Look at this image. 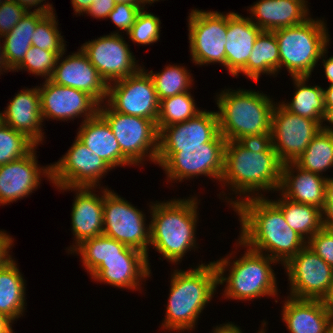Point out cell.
Wrapping results in <instances>:
<instances>
[{"label": "cell", "mask_w": 333, "mask_h": 333, "mask_svg": "<svg viewBox=\"0 0 333 333\" xmlns=\"http://www.w3.org/2000/svg\"><path fill=\"white\" fill-rule=\"evenodd\" d=\"M282 167L283 163L269 139L265 141H226L224 170L220 183L222 188L228 187L232 191L231 194H235L236 197L230 199L223 191L226 202L234 208L245 199L264 197L263 191L268 193L278 191Z\"/></svg>", "instance_id": "obj_1"}, {"label": "cell", "mask_w": 333, "mask_h": 333, "mask_svg": "<svg viewBox=\"0 0 333 333\" xmlns=\"http://www.w3.org/2000/svg\"><path fill=\"white\" fill-rule=\"evenodd\" d=\"M268 198H248L233 208L241 225L238 240L284 265L307 242L290 228L283 212Z\"/></svg>", "instance_id": "obj_2"}, {"label": "cell", "mask_w": 333, "mask_h": 333, "mask_svg": "<svg viewBox=\"0 0 333 333\" xmlns=\"http://www.w3.org/2000/svg\"><path fill=\"white\" fill-rule=\"evenodd\" d=\"M188 270L174 269L166 315L161 328L180 333L195 329L200 314L217 292L218 274L214 262L198 263Z\"/></svg>", "instance_id": "obj_3"}, {"label": "cell", "mask_w": 333, "mask_h": 333, "mask_svg": "<svg viewBox=\"0 0 333 333\" xmlns=\"http://www.w3.org/2000/svg\"><path fill=\"white\" fill-rule=\"evenodd\" d=\"M198 196L150 202V246L175 265L196 250ZM196 248V249H195Z\"/></svg>", "instance_id": "obj_4"}, {"label": "cell", "mask_w": 333, "mask_h": 333, "mask_svg": "<svg viewBox=\"0 0 333 333\" xmlns=\"http://www.w3.org/2000/svg\"><path fill=\"white\" fill-rule=\"evenodd\" d=\"M232 90V91H231ZM262 91L225 88L216 93L219 132L226 141H265L275 105Z\"/></svg>", "instance_id": "obj_5"}, {"label": "cell", "mask_w": 333, "mask_h": 333, "mask_svg": "<svg viewBox=\"0 0 333 333\" xmlns=\"http://www.w3.org/2000/svg\"><path fill=\"white\" fill-rule=\"evenodd\" d=\"M236 242V247L246 248L241 258H236L234 261L236 256H232L231 252L226 257L213 261L217 269L218 284L225 286L222 293L224 298L253 301L256 298L278 296L276 274L271 265L272 263L276 265L278 262L265 254L249 249L239 240ZM226 271H229L227 275Z\"/></svg>", "instance_id": "obj_6"}, {"label": "cell", "mask_w": 333, "mask_h": 333, "mask_svg": "<svg viewBox=\"0 0 333 333\" xmlns=\"http://www.w3.org/2000/svg\"><path fill=\"white\" fill-rule=\"evenodd\" d=\"M324 19L311 16L303 23L274 30L280 53V69L291 77H311L321 54L329 47L330 35Z\"/></svg>", "instance_id": "obj_7"}, {"label": "cell", "mask_w": 333, "mask_h": 333, "mask_svg": "<svg viewBox=\"0 0 333 333\" xmlns=\"http://www.w3.org/2000/svg\"><path fill=\"white\" fill-rule=\"evenodd\" d=\"M226 139L219 133L203 147H179V152H158L156 164L163 168L168 182H184L198 176L220 182L224 170Z\"/></svg>", "instance_id": "obj_8"}, {"label": "cell", "mask_w": 333, "mask_h": 333, "mask_svg": "<svg viewBox=\"0 0 333 333\" xmlns=\"http://www.w3.org/2000/svg\"><path fill=\"white\" fill-rule=\"evenodd\" d=\"M98 113L109 124L121 152L135 166L144 164L147 157L156 164L159 132L153 120L118 113L106 102L99 104Z\"/></svg>", "instance_id": "obj_9"}, {"label": "cell", "mask_w": 333, "mask_h": 333, "mask_svg": "<svg viewBox=\"0 0 333 333\" xmlns=\"http://www.w3.org/2000/svg\"><path fill=\"white\" fill-rule=\"evenodd\" d=\"M144 212L128 200L104 187L103 234L148 256L150 223ZM149 246V247H148Z\"/></svg>", "instance_id": "obj_10"}, {"label": "cell", "mask_w": 333, "mask_h": 333, "mask_svg": "<svg viewBox=\"0 0 333 333\" xmlns=\"http://www.w3.org/2000/svg\"><path fill=\"white\" fill-rule=\"evenodd\" d=\"M188 31L191 61L199 66L219 63L226 70L227 13L192 9Z\"/></svg>", "instance_id": "obj_11"}, {"label": "cell", "mask_w": 333, "mask_h": 333, "mask_svg": "<svg viewBox=\"0 0 333 333\" xmlns=\"http://www.w3.org/2000/svg\"><path fill=\"white\" fill-rule=\"evenodd\" d=\"M320 131L316 120L291 113L281 102L274 105L269 140L283 164L295 162Z\"/></svg>", "instance_id": "obj_12"}, {"label": "cell", "mask_w": 333, "mask_h": 333, "mask_svg": "<svg viewBox=\"0 0 333 333\" xmlns=\"http://www.w3.org/2000/svg\"><path fill=\"white\" fill-rule=\"evenodd\" d=\"M141 67L135 74L108 85L106 103L118 113L158 120L159 99L149 73Z\"/></svg>", "instance_id": "obj_13"}, {"label": "cell", "mask_w": 333, "mask_h": 333, "mask_svg": "<svg viewBox=\"0 0 333 333\" xmlns=\"http://www.w3.org/2000/svg\"><path fill=\"white\" fill-rule=\"evenodd\" d=\"M69 150L51 163V182L59 187H94L97 189L104 175L113 170L102 158L96 156L77 137Z\"/></svg>", "instance_id": "obj_14"}, {"label": "cell", "mask_w": 333, "mask_h": 333, "mask_svg": "<svg viewBox=\"0 0 333 333\" xmlns=\"http://www.w3.org/2000/svg\"><path fill=\"white\" fill-rule=\"evenodd\" d=\"M121 34L111 32L80 47L107 85L135 74L142 67Z\"/></svg>", "instance_id": "obj_15"}, {"label": "cell", "mask_w": 333, "mask_h": 333, "mask_svg": "<svg viewBox=\"0 0 333 333\" xmlns=\"http://www.w3.org/2000/svg\"><path fill=\"white\" fill-rule=\"evenodd\" d=\"M289 295L296 299L322 300L331 283L333 268L305 245L284 265Z\"/></svg>", "instance_id": "obj_16"}, {"label": "cell", "mask_w": 333, "mask_h": 333, "mask_svg": "<svg viewBox=\"0 0 333 333\" xmlns=\"http://www.w3.org/2000/svg\"><path fill=\"white\" fill-rule=\"evenodd\" d=\"M44 81L38 86L43 122L49 119L74 121L77 117H84L85 121L98 113L99 103L88 93L55 84L50 79Z\"/></svg>", "instance_id": "obj_17"}, {"label": "cell", "mask_w": 333, "mask_h": 333, "mask_svg": "<svg viewBox=\"0 0 333 333\" xmlns=\"http://www.w3.org/2000/svg\"><path fill=\"white\" fill-rule=\"evenodd\" d=\"M37 147L22 158L0 165V206L29 196L40 187L42 177L51 181V165L38 164Z\"/></svg>", "instance_id": "obj_18"}, {"label": "cell", "mask_w": 333, "mask_h": 333, "mask_svg": "<svg viewBox=\"0 0 333 333\" xmlns=\"http://www.w3.org/2000/svg\"><path fill=\"white\" fill-rule=\"evenodd\" d=\"M147 255L132 247H127L121 256L107 257L90 275L95 282L109 284L119 289L137 291L151 275ZM141 282V283H140ZM141 286V287H140Z\"/></svg>", "instance_id": "obj_19"}, {"label": "cell", "mask_w": 333, "mask_h": 333, "mask_svg": "<svg viewBox=\"0 0 333 333\" xmlns=\"http://www.w3.org/2000/svg\"><path fill=\"white\" fill-rule=\"evenodd\" d=\"M77 50L79 51L66 56L67 50L65 49L58 56L50 80L58 85L84 91L99 104H103L107 99L108 85L82 49Z\"/></svg>", "instance_id": "obj_20"}, {"label": "cell", "mask_w": 333, "mask_h": 333, "mask_svg": "<svg viewBox=\"0 0 333 333\" xmlns=\"http://www.w3.org/2000/svg\"><path fill=\"white\" fill-rule=\"evenodd\" d=\"M217 111L201 110L182 123L163 127L158 136V152H179V147H203L219 134Z\"/></svg>", "instance_id": "obj_21"}, {"label": "cell", "mask_w": 333, "mask_h": 333, "mask_svg": "<svg viewBox=\"0 0 333 333\" xmlns=\"http://www.w3.org/2000/svg\"><path fill=\"white\" fill-rule=\"evenodd\" d=\"M100 188V195L95 194L94 187L57 188L59 191L71 190L76 193L71 211V231L75 242L68 248V253L82 241L103 234L104 188Z\"/></svg>", "instance_id": "obj_22"}, {"label": "cell", "mask_w": 333, "mask_h": 333, "mask_svg": "<svg viewBox=\"0 0 333 333\" xmlns=\"http://www.w3.org/2000/svg\"><path fill=\"white\" fill-rule=\"evenodd\" d=\"M2 112L3 123L26 135L37 146L44 141L40 95L37 87L22 89Z\"/></svg>", "instance_id": "obj_23"}, {"label": "cell", "mask_w": 333, "mask_h": 333, "mask_svg": "<svg viewBox=\"0 0 333 333\" xmlns=\"http://www.w3.org/2000/svg\"><path fill=\"white\" fill-rule=\"evenodd\" d=\"M306 0H259L247 9L250 20L262 31L287 28L310 17Z\"/></svg>", "instance_id": "obj_24"}, {"label": "cell", "mask_w": 333, "mask_h": 333, "mask_svg": "<svg viewBox=\"0 0 333 333\" xmlns=\"http://www.w3.org/2000/svg\"><path fill=\"white\" fill-rule=\"evenodd\" d=\"M286 297L281 315L289 333H326L333 326L332 315L321 300Z\"/></svg>", "instance_id": "obj_25"}, {"label": "cell", "mask_w": 333, "mask_h": 333, "mask_svg": "<svg viewBox=\"0 0 333 333\" xmlns=\"http://www.w3.org/2000/svg\"><path fill=\"white\" fill-rule=\"evenodd\" d=\"M329 176H321L298 167L294 162L285 163L279 196L295 202L309 204L322 210L325 198V186ZM282 191V192H281Z\"/></svg>", "instance_id": "obj_26"}, {"label": "cell", "mask_w": 333, "mask_h": 333, "mask_svg": "<svg viewBox=\"0 0 333 333\" xmlns=\"http://www.w3.org/2000/svg\"><path fill=\"white\" fill-rule=\"evenodd\" d=\"M262 30L249 17L227 13L226 70L235 76L247 63Z\"/></svg>", "instance_id": "obj_27"}, {"label": "cell", "mask_w": 333, "mask_h": 333, "mask_svg": "<svg viewBox=\"0 0 333 333\" xmlns=\"http://www.w3.org/2000/svg\"><path fill=\"white\" fill-rule=\"evenodd\" d=\"M77 138L96 156L102 158L112 169L121 166H135L122 152L107 121L97 113L81 121Z\"/></svg>", "instance_id": "obj_28"}, {"label": "cell", "mask_w": 333, "mask_h": 333, "mask_svg": "<svg viewBox=\"0 0 333 333\" xmlns=\"http://www.w3.org/2000/svg\"><path fill=\"white\" fill-rule=\"evenodd\" d=\"M279 71L280 53L275 34L271 31H262L255 41L246 65L235 77L242 73L247 78L258 82L261 75L277 77Z\"/></svg>", "instance_id": "obj_29"}, {"label": "cell", "mask_w": 333, "mask_h": 333, "mask_svg": "<svg viewBox=\"0 0 333 333\" xmlns=\"http://www.w3.org/2000/svg\"><path fill=\"white\" fill-rule=\"evenodd\" d=\"M15 258L0 268V312L13 321L23 316L26 307V280Z\"/></svg>", "instance_id": "obj_30"}, {"label": "cell", "mask_w": 333, "mask_h": 333, "mask_svg": "<svg viewBox=\"0 0 333 333\" xmlns=\"http://www.w3.org/2000/svg\"><path fill=\"white\" fill-rule=\"evenodd\" d=\"M295 92L290 102L281 104L291 113L316 120L322 125L326 112L323 88L320 85H307L310 77H291Z\"/></svg>", "instance_id": "obj_31"}, {"label": "cell", "mask_w": 333, "mask_h": 333, "mask_svg": "<svg viewBox=\"0 0 333 333\" xmlns=\"http://www.w3.org/2000/svg\"><path fill=\"white\" fill-rule=\"evenodd\" d=\"M282 212L287 224L306 242L322 227L321 209L285 197L270 199Z\"/></svg>", "instance_id": "obj_32"}, {"label": "cell", "mask_w": 333, "mask_h": 333, "mask_svg": "<svg viewBox=\"0 0 333 333\" xmlns=\"http://www.w3.org/2000/svg\"><path fill=\"white\" fill-rule=\"evenodd\" d=\"M128 246L108 237L104 234L86 239L77 245L70 253L81 257L82 265L89 275L103 262L107 257L121 256V253Z\"/></svg>", "instance_id": "obj_33"}, {"label": "cell", "mask_w": 333, "mask_h": 333, "mask_svg": "<svg viewBox=\"0 0 333 333\" xmlns=\"http://www.w3.org/2000/svg\"><path fill=\"white\" fill-rule=\"evenodd\" d=\"M298 167L323 176L333 167V134L320 131L294 162Z\"/></svg>", "instance_id": "obj_34"}, {"label": "cell", "mask_w": 333, "mask_h": 333, "mask_svg": "<svg viewBox=\"0 0 333 333\" xmlns=\"http://www.w3.org/2000/svg\"><path fill=\"white\" fill-rule=\"evenodd\" d=\"M152 81L157 93V97L160 100L175 96L184 92L191 91V86L194 84L192 74L185 66L171 65L165 66L161 72L154 73L153 70H146Z\"/></svg>", "instance_id": "obj_35"}, {"label": "cell", "mask_w": 333, "mask_h": 333, "mask_svg": "<svg viewBox=\"0 0 333 333\" xmlns=\"http://www.w3.org/2000/svg\"><path fill=\"white\" fill-rule=\"evenodd\" d=\"M196 105L190 91L160 100L156 122L158 132L163 127L182 123L194 117L201 111Z\"/></svg>", "instance_id": "obj_36"}, {"label": "cell", "mask_w": 333, "mask_h": 333, "mask_svg": "<svg viewBox=\"0 0 333 333\" xmlns=\"http://www.w3.org/2000/svg\"><path fill=\"white\" fill-rule=\"evenodd\" d=\"M37 145L6 124L0 125V165L28 155Z\"/></svg>", "instance_id": "obj_37"}, {"label": "cell", "mask_w": 333, "mask_h": 333, "mask_svg": "<svg viewBox=\"0 0 333 333\" xmlns=\"http://www.w3.org/2000/svg\"><path fill=\"white\" fill-rule=\"evenodd\" d=\"M55 12L46 14L36 25L32 36V46L60 55L67 48L65 39L58 28Z\"/></svg>", "instance_id": "obj_38"}, {"label": "cell", "mask_w": 333, "mask_h": 333, "mask_svg": "<svg viewBox=\"0 0 333 333\" xmlns=\"http://www.w3.org/2000/svg\"><path fill=\"white\" fill-rule=\"evenodd\" d=\"M58 56L56 52H50L36 46H31L26 52L22 62L13 72L25 70L32 75L40 76L44 78V80H48L56 66Z\"/></svg>", "instance_id": "obj_39"}, {"label": "cell", "mask_w": 333, "mask_h": 333, "mask_svg": "<svg viewBox=\"0 0 333 333\" xmlns=\"http://www.w3.org/2000/svg\"><path fill=\"white\" fill-rule=\"evenodd\" d=\"M161 21L153 13H149L145 8L139 12L135 24L126 35L135 44L150 45L160 39Z\"/></svg>", "instance_id": "obj_40"}, {"label": "cell", "mask_w": 333, "mask_h": 333, "mask_svg": "<svg viewBox=\"0 0 333 333\" xmlns=\"http://www.w3.org/2000/svg\"><path fill=\"white\" fill-rule=\"evenodd\" d=\"M306 245L333 268V229L322 227Z\"/></svg>", "instance_id": "obj_41"}, {"label": "cell", "mask_w": 333, "mask_h": 333, "mask_svg": "<svg viewBox=\"0 0 333 333\" xmlns=\"http://www.w3.org/2000/svg\"><path fill=\"white\" fill-rule=\"evenodd\" d=\"M45 15L41 12H27L2 40L32 41L36 25Z\"/></svg>", "instance_id": "obj_42"}, {"label": "cell", "mask_w": 333, "mask_h": 333, "mask_svg": "<svg viewBox=\"0 0 333 333\" xmlns=\"http://www.w3.org/2000/svg\"><path fill=\"white\" fill-rule=\"evenodd\" d=\"M141 7L129 3H118L114 9L109 13L108 18L113 24L116 25L121 31H126L125 34L135 24L136 18L141 11Z\"/></svg>", "instance_id": "obj_43"}, {"label": "cell", "mask_w": 333, "mask_h": 333, "mask_svg": "<svg viewBox=\"0 0 333 333\" xmlns=\"http://www.w3.org/2000/svg\"><path fill=\"white\" fill-rule=\"evenodd\" d=\"M26 13L27 11L14 0L0 4V36L9 33Z\"/></svg>", "instance_id": "obj_44"}, {"label": "cell", "mask_w": 333, "mask_h": 333, "mask_svg": "<svg viewBox=\"0 0 333 333\" xmlns=\"http://www.w3.org/2000/svg\"><path fill=\"white\" fill-rule=\"evenodd\" d=\"M7 67L13 71L24 59L32 41L2 40Z\"/></svg>", "instance_id": "obj_45"}, {"label": "cell", "mask_w": 333, "mask_h": 333, "mask_svg": "<svg viewBox=\"0 0 333 333\" xmlns=\"http://www.w3.org/2000/svg\"><path fill=\"white\" fill-rule=\"evenodd\" d=\"M321 213L323 227L333 229V177L327 179L324 205Z\"/></svg>", "instance_id": "obj_46"}, {"label": "cell", "mask_w": 333, "mask_h": 333, "mask_svg": "<svg viewBox=\"0 0 333 333\" xmlns=\"http://www.w3.org/2000/svg\"><path fill=\"white\" fill-rule=\"evenodd\" d=\"M114 0H94L86 12L87 16L96 19H108L109 13L114 9Z\"/></svg>", "instance_id": "obj_47"}, {"label": "cell", "mask_w": 333, "mask_h": 333, "mask_svg": "<svg viewBox=\"0 0 333 333\" xmlns=\"http://www.w3.org/2000/svg\"><path fill=\"white\" fill-rule=\"evenodd\" d=\"M14 245L12 238L6 231L0 230V268L5 267L11 260V247Z\"/></svg>", "instance_id": "obj_48"}, {"label": "cell", "mask_w": 333, "mask_h": 333, "mask_svg": "<svg viewBox=\"0 0 333 333\" xmlns=\"http://www.w3.org/2000/svg\"><path fill=\"white\" fill-rule=\"evenodd\" d=\"M14 1L18 3L20 6H22L27 12L33 11V12H41L43 14H48L55 11L52 4H49V2L47 3L46 0H14ZM43 1L45 2L43 3ZM41 2L43 3V5ZM32 7L35 8L34 10L31 11Z\"/></svg>", "instance_id": "obj_49"}, {"label": "cell", "mask_w": 333, "mask_h": 333, "mask_svg": "<svg viewBox=\"0 0 333 333\" xmlns=\"http://www.w3.org/2000/svg\"><path fill=\"white\" fill-rule=\"evenodd\" d=\"M327 53H328V48H326L323 51L320 58H322V61H323L322 64L324 66L323 69L325 72V77L328 80V82L330 83L329 85H333V56L328 58ZM326 57H327V59H324Z\"/></svg>", "instance_id": "obj_50"}, {"label": "cell", "mask_w": 333, "mask_h": 333, "mask_svg": "<svg viewBox=\"0 0 333 333\" xmlns=\"http://www.w3.org/2000/svg\"><path fill=\"white\" fill-rule=\"evenodd\" d=\"M235 323L227 322L220 324L218 326L213 327L212 333H243L242 329L237 325H234Z\"/></svg>", "instance_id": "obj_51"}, {"label": "cell", "mask_w": 333, "mask_h": 333, "mask_svg": "<svg viewBox=\"0 0 333 333\" xmlns=\"http://www.w3.org/2000/svg\"><path fill=\"white\" fill-rule=\"evenodd\" d=\"M94 0H71V4L74 10V15H83L87 12L90 5Z\"/></svg>", "instance_id": "obj_52"}, {"label": "cell", "mask_w": 333, "mask_h": 333, "mask_svg": "<svg viewBox=\"0 0 333 333\" xmlns=\"http://www.w3.org/2000/svg\"><path fill=\"white\" fill-rule=\"evenodd\" d=\"M329 124L327 125V123ZM324 124V125H323ZM321 130L327 133L333 134V108H326L325 115L323 117L322 125H321Z\"/></svg>", "instance_id": "obj_53"}, {"label": "cell", "mask_w": 333, "mask_h": 333, "mask_svg": "<svg viewBox=\"0 0 333 333\" xmlns=\"http://www.w3.org/2000/svg\"><path fill=\"white\" fill-rule=\"evenodd\" d=\"M13 320L0 312V333H15L12 329Z\"/></svg>", "instance_id": "obj_54"}, {"label": "cell", "mask_w": 333, "mask_h": 333, "mask_svg": "<svg viewBox=\"0 0 333 333\" xmlns=\"http://www.w3.org/2000/svg\"><path fill=\"white\" fill-rule=\"evenodd\" d=\"M321 301L329 309V311L332 315V318H333V277H332L329 289H328L325 297Z\"/></svg>", "instance_id": "obj_55"}, {"label": "cell", "mask_w": 333, "mask_h": 333, "mask_svg": "<svg viewBox=\"0 0 333 333\" xmlns=\"http://www.w3.org/2000/svg\"><path fill=\"white\" fill-rule=\"evenodd\" d=\"M325 107L333 108V85H329L326 89L323 88Z\"/></svg>", "instance_id": "obj_56"}, {"label": "cell", "mask_w": 333, "mask_h": 333, "mask_svg": "<svg viewBox=\"0 0 333 333\" xmlns=\"http://www.w3.org/2000/svg\"><path fill=\"white\" fill-rule=\"evenodd\" d=\"M1 36H0V41H1ZM2 45V46H1ZM3 72H11V70L7 67L5 58H4V50H3V43L1 44L0 42V75L4 74Z\"/></svg>", "instance_id": "obj_57"}, {"label": "cell", "mask_w": 333, "mask_h": 333, "mask_svg": "<svg viewBox=\"0 0 333 333\" xmlns=\"http://www.w3.org/2000/svg\"><path fill=\"white\" fill-rule=\"evenodd\" d=\"M114 1H115V4L129 3V4H132V5H137V6L141 7L142 9L145 8V5H147L145 0H114Z\"/></svg>", "instance_id": "obj_58"}, {"label": "cell", "mask_w": 333, "mask_h": 333, "mask_svg": "<svg viewBox=\"0 0 333 333\" xmlns=\"http://www.w3.org/2000/svg\"><path fill=\"white\" fill-rule=\"evenodd\" d=\"M266 323H267V322L263 320V322H262V324H261L262 327H261L260 331H258L257 333H266V327H267V326H266ZM264 327H265V329H264Z\"/></svg>", "instance_id": "obj_59"}, {"label": "cell", "mask_w": 333, "mask_h": 333, "mask_svg": "<svg viewBox=\"0 0 333 333\" xmlns=\"http://www.w3.org/2000/svg\"><path fill=\"white\" fill-rule=\"evenodd\" d=\"M156 1H159V0H145V2L148 3L149 5H152Z\"/></svg>", "instance_id": "obj_60"}, {"label": "cell", "mask_w": 333, "mask_h": 333, "mask_svg": "<svg viewBox=\"0 0 333 333\" xmlns=\"http://www.w3.org/2000/svg\"><path fill=\"white\" fill-rule=\"evenodd\" d=\"M3 124V116H2V111H0V125Z\"/></svg>", "instance_id": "obj_61"}, {"label": "cell", "mask_w": 333, "mask_h": 333, "mask_svg": "<svg viewBox=\"0 0 333 333\" xmlns=\"http://www.w3.org/2000/svg\"><path fill=\"white\" fill-rule=\"evenodd\" d=\"M326 333H333V326Z\"/></svg>", "instance_id": "obj_62"}, {"label": "cell", "mask_w": 333, "mask_h": 333, "mask_svg": "<svg viewBox=\"0 0 333 333\" xmlns=\"http://www.w3.org/2000/svg\"><path fill=\"white\" fill-rule=\"evenodd\" d=\"M5 1H8V0H0V4H2V3L5 2Z\"/></svg>", "instance_id": "obj_63"}]
</instances>
